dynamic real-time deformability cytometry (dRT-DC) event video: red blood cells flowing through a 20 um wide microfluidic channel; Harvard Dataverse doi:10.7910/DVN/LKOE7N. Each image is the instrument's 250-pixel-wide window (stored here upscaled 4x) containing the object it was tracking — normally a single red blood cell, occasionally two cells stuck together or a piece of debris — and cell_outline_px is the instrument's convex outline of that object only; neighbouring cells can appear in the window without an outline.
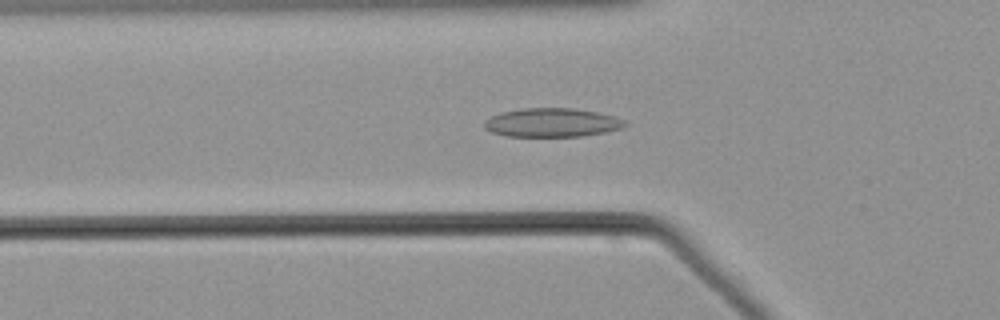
{"species": "common noctule bat (a hibernating species)", "species_latin": "Nyctalus noctula", "temperature_condition": "warm", "stored_images_in_passage": 43, "camera_frame_rate_fps": 3000, "um_per_image_px": 0.085, "animal": {"sex": "male", "body_mass_g": 21.5, "forearm_length_mm": 52.0}, "frame": {"image": 1, "passage_image": 7, "time_ms": 2.0, "image_size_px": [1000, 320], "cell_outline_px": [[632, 124], [620, 128], [604, 132], [584, 136], [504, 136], [492, 132], [484, 128], [484, 120], [500, 112], [524, 108], [572, 108], [596, 112], [612, 116], [624, 120]], "centroid_in_image_um": [46.9, 10.42], "position_along_channel_um": 78.9, "area_um2": 23.58}}
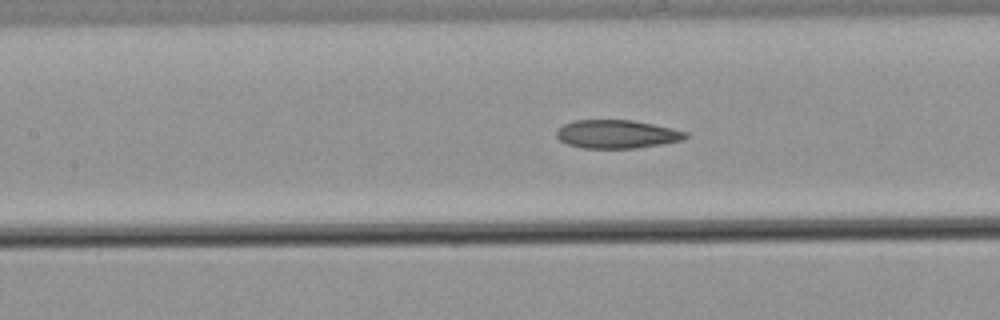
{"frame": {"image": 2, "passage_image": 13, "time_ms": 4.0, "image_size_px": [1000, 320], "cell_outline_px": [[688, 136], [684, 140], [636, 148], [584, 148], [568, 144], [560, 140], [556, 136], [556, 132], [564, 124], [576, 120], [632, 120], [672, 128], [688, 132]], "centroid_in_image_um": [52.45, 11.4], "position_along_channel_um": 154.9, "area_um2": 21.21}}
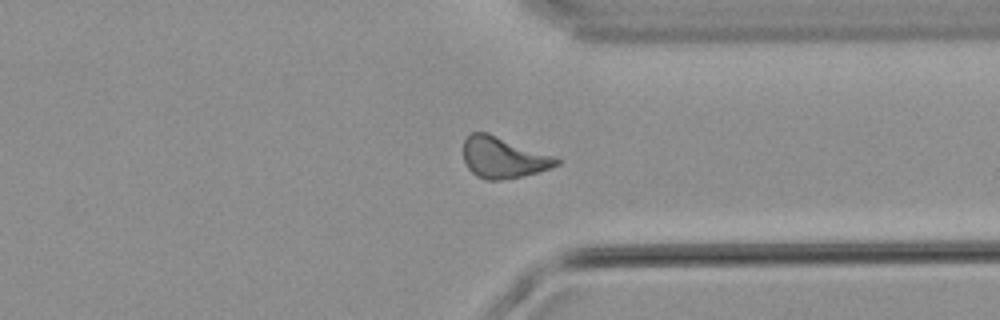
{"frame": {"image": 3, "passage_image": 30, "time_ms": 9.667, "image_size_px": [1000, 320], "cell_outline_px": [[560, 164], [536, 172], [504, 180], [488, 180], [476, 176], [468, 168], [464, 160], [464, 140], [472, 132], [488, 132], [552, 156], [560, 160]], "centroid_in_image_um": [42.73, 13.39], "position_along_channel_um": 368.7, "area_um2": 21.91}}